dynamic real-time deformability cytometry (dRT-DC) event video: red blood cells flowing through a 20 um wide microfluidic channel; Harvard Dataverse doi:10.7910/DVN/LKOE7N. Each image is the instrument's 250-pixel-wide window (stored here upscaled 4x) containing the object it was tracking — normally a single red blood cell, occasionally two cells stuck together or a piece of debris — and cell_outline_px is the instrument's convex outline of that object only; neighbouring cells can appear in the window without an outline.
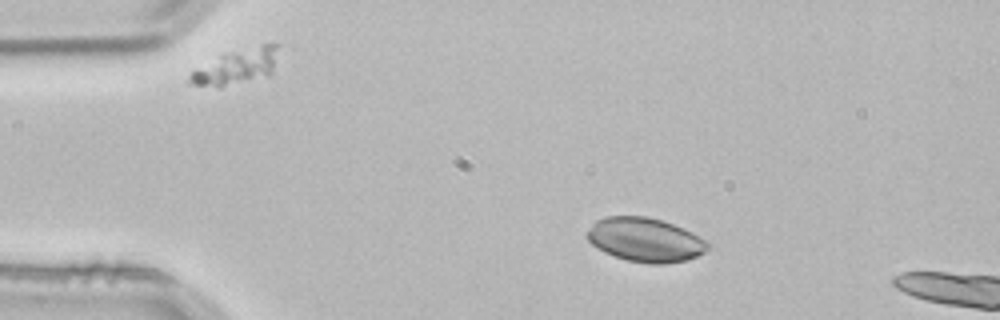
{"species": "common noctule bat (a hibernating species)", "species_latin": "Nyctalus noctula", "temperature_condition": "room temperature", "stored_images_in_passage": 2, "camera_frame_rate_fps": 3000, "um_per_image_px": 0.085, "animal": {"sex": "male", "body_mass_g": 21.5, "forearm_length_mm": 52.0}, "frame": {"image": 1, "passage_image": 1, "time_ms": 0.0, "image_size_px": [1000, 320], "cell_outline_px": [[712, 248], [688, 260], [664, 264], [648, 264], [628, 260], [604, 252], [592, 244], [584, 236], [584, 232], [596, 220], [604, 216], [644, 216], [660, 220], [684, 228], [692, 232], [712, 244]], "centroid_in_image_um": [54.84, 20.38], "position_along_channel_um": 30.2, "area_um2": 31.27}}